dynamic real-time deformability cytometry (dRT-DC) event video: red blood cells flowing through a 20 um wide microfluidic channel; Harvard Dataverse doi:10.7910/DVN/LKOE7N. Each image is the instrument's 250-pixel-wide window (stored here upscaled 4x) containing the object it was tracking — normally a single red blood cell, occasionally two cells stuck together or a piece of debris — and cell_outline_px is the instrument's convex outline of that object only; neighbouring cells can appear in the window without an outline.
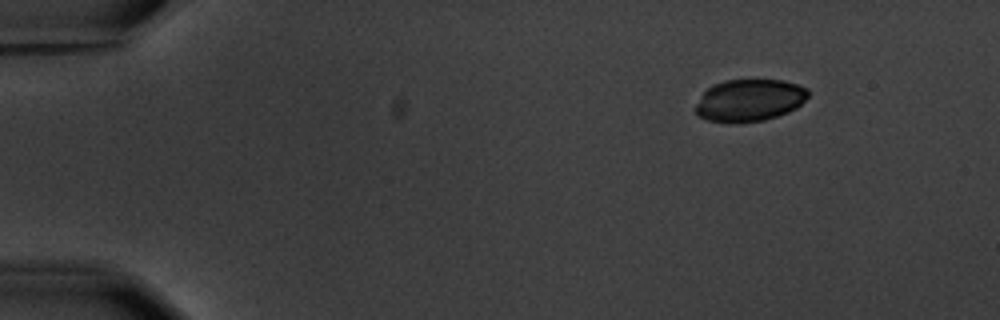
{"species": "common noctule bat (a hibernating species)", "species_latin": "Nyctalus noctula", "temperature_condition": "warm", "stored_images_in_passage": 3, "camera_frame_rate_fps": 3000, "um_per_image_px": 0.085, "animal": {"sex": "male", "body_mass_g": 20.1, "forearm_length_mm": 53.5}, "frame": {"image": 1, "passage_image": 1, "time_ms": 0.0, "image_size_px": [1000, 320], "cell_outline_px": [[808, 96], [796, 108], [788, 112], [764, 120], [708, 120], [700, 116], [696, 112], [696, 104], [704, 92], [708, 88], [724, 80], [780, 80], [796, 84], [808, 88]], "centroid_in_image_um": [63.74, 8.48], "position_along_channel_um": 21.3, "area_um2": 26.7}}